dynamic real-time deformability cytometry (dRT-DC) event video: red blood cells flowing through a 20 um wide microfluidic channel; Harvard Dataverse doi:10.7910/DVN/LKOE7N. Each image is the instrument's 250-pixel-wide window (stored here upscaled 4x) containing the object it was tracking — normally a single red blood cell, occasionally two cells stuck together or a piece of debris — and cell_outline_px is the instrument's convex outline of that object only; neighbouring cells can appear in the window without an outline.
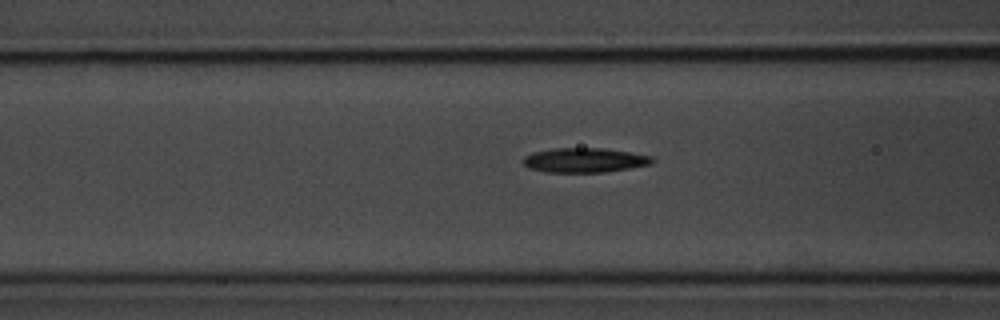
{"species": "common noctule bat (a hibernating species)", "species_latin": "Nyctalus noctula", "temperature_condition": "room temperature", "stored_images_in_passage": 7, "camera_frame_rate_fps": 3000, "um_per_image_px": 0.085, "animal": {"sex": "male", "body_mass_g": 20.1, "forearm_length_mm": 53.5}, "frame": {"image": 1, "passage_image": 7, "time_ms": 8.0, "image_size_px": [1000, 320], "cell_outline_px": [[656, 160], [652, 164], [632, 168], [604, 172], [544, 172], [528, 168], [524, 164], [524, 156], [532, 152], [552, 148], [600, 148], [628, 152], [652, 156]], "centroid_in_image_um": [49.69, 13.62], "position_along_channel_um": 116.9, "area_um2": 18.55}}